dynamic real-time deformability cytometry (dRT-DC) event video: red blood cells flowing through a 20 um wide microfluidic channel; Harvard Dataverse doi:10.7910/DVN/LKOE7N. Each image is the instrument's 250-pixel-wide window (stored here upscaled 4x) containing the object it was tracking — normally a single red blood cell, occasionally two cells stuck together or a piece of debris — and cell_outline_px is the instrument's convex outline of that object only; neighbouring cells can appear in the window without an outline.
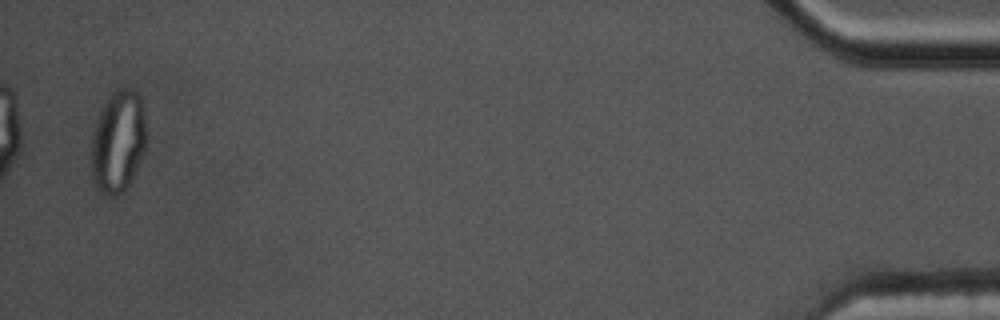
{"species": "common noctule bat (a hibernating species)", "species_latin": "Nyctalus noctula", "temperature_condition": "cold", "stored_images_in_passage": 40, "segment_of_instrument_passage": [2, 2], "camera_frame_rate_fps": 3000, "um_per_image_px": 0.085, "animal": {"sex": "male", "body_mass_g": 17.5, "forearm_length_mm": 52.3}, "frame": {"image": 1, "passage_image": 39, "time_ms": 12.667, "image_size_px": [1000, 320], "cell_outline_px": [[144, 152], [128, 184], [116, 196], [108, 196], [100, 192], [96, 184], [92, 172], [92, 136], [100, 112], [104, 104], [112, 92], [120, 88], [128, 88], [136, 92], [140, 100], [144, 116]], "centroid_in_image_um": [10.02, 12.03], "position_along_channel_um": 425.2, "area_um2": 31.67}}